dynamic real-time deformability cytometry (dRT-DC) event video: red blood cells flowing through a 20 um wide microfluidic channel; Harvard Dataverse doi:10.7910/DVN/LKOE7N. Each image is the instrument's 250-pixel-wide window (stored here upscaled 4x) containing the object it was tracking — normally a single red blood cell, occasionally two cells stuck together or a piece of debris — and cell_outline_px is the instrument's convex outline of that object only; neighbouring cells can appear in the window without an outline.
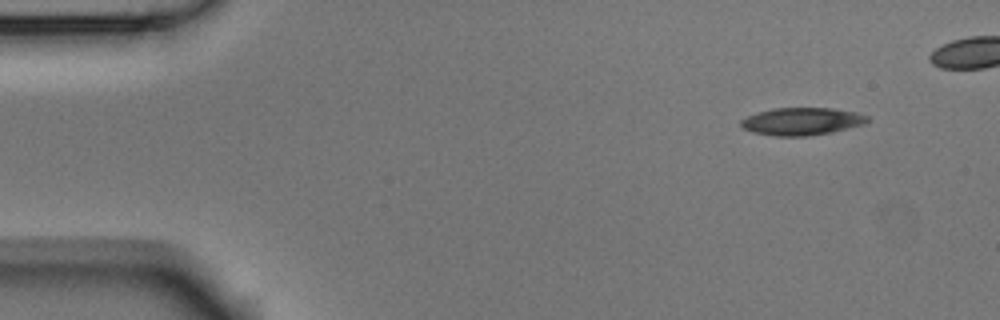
{"species": "Egyptian fruit bat (a non-hibernating species)", "species_latin": "Rousettus aegyptiacus", "temperature_condition": "room temperature", "stored_images_in_passage": 4, "camera_frame_rate_fps": 3000, "um_per_image_px": 0.085, "animal": {"sex": "male"}, "frame": {"image": 1, "passage_image": 1, "time_ms": 0.0, "image_size_px": [1000, 320], "cell_outline_px": [[872, 120], [864, 124], [832, 132], [808, 136], [776, 136], [752, 132], [744, 128], [740, 124], [740, 120], [748, 116], [772, 108], [832, 108], [856, 112], [868, 116]], "centroid_in_image_um": [68.19, 10.32], "position_along_channel_um": 16.8, "area_um2": 20.29}}